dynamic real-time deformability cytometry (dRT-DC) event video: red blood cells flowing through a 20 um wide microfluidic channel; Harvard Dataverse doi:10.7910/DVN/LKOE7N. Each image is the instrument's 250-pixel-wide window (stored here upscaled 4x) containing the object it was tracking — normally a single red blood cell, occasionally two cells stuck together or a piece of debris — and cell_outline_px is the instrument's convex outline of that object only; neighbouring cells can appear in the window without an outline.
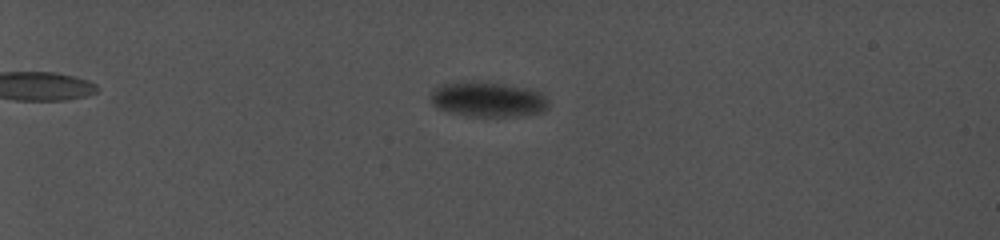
{"species": "common noctule bat (a hibernating species)", "species_latin": "Nyctalus noctula", "temperature_condition": "cold", "stored_images_in_passage": 64, "camera_frame_rate_fps": 5000, "um_per_image_px": 0.085, "animal": {"sex": "female", "body_mass_g": 19.0, "forearm_length_mm": 56.7}, "frame": {"image": 1, "passage_image": 12, "time_ms": 3.0, "image_size_px": [1000, 240], "cell_outline_px": [[548, 104], [540, 112], [512, 116], [472, 116], [452, 112], [440, 108], [432, 104], [432, 92], [440, 84], [460, 80], [480, 80], [504, 84], [524, 88], [536, 92], [544, 96]], "centroid_in_image_um": [41.39, 8.41], "position_along_channel_um": 43.6, "area_um2": 23.7}}
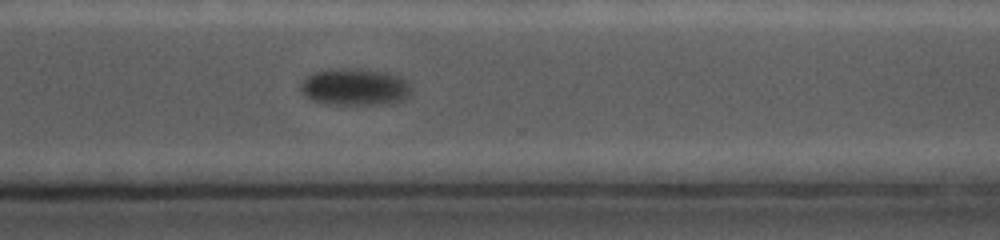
{"frame": {"image": 2, "passage_image": 55, "time_ms": 14.0, "image_size_px": [1000, 240], "cell_outline_px": [[412, 92], [404, 100], [372, 104], [328, 104], [312, 100], [304, 96], [300, 88], [300, 84], [312, 72], [328, 68], [360, 68], [396, 72], [404, 76], [408, 80], [412, 88]], "centroid_in_image_um": [30.21, 7.34], "position_along_channel_um": 340.4, "area_um2": 24.57}}
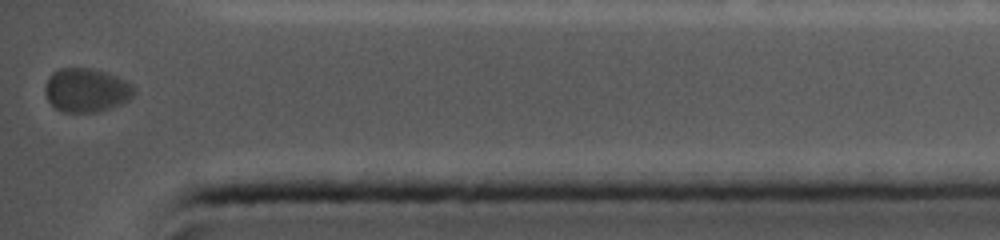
{"frame": {"image": 3, "passage_image": 64, "time_ms": 16.4, "image_size_px": [1000, 240], "cell_outline_px": [[136, 92], [128, 100], [120, 104], [96, 112], [64, 112], [56, 108], [48, 100], [44, 92], [44, 88], [48, 76], [52, 72], [60, 68], [92, 68], [108, 72], [132, 84], [136, 88]], "centroid_in_image_um": [7.33, 7.64], "position_along_channel_um": 427.9, "area_um2": 22.83}}